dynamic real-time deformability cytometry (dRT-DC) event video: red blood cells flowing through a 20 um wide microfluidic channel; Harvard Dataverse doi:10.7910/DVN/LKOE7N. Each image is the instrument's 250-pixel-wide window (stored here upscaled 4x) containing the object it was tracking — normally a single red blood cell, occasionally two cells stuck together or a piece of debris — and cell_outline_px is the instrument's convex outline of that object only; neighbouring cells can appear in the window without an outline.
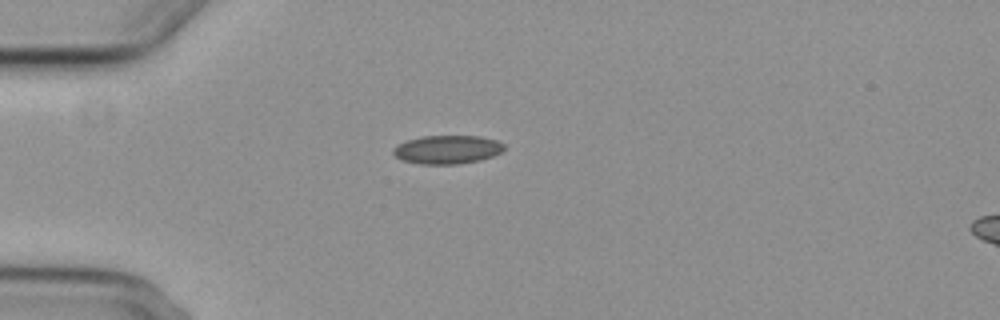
{"species": "common noctule bat (a hibernating species)", "species_latin": "Nyctalus noctula", "temperature_condition": "cold", "stored_images_in_passage": 2, "camera_frame_rate_fps": 3000, "um_per_image_px": 0.085, "animal": {"sex": "female", "body_mass_g": 29.2, "forearm_length_mm": 56.3}, "frame": {"image": 1, "passage_image": 1, "time_ms": 0.0, "image_size_px": [1000, 320], "cell_outline_px": [[504, 148], [500, 152], [492, 156], [480, 160], [456, 164], [420, 164], [400, 160], [392, 152], [392, 148], [396, 144], [408, 140], [424, 136], [480, 136], [496, 140], [504, 144]], "centroid_in_image_um": [37.98, 12.71], "position_along_channel_um": 47.0, "area_um2": 18.44}}